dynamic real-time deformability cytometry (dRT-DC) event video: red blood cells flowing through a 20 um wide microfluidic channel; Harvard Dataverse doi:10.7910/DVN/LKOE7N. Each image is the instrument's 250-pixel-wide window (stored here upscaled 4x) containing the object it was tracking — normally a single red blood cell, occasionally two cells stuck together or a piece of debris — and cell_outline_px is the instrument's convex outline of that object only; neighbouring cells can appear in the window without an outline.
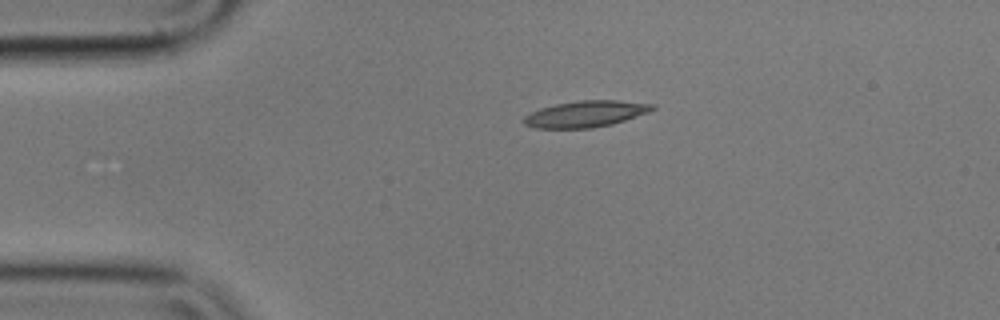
{"species": "common noctule bat (a hibernating species)", "species_latin": "Nyctalus noctula", "temperature_condition": "cold", "stored_images_in_passage": 46, "camera_frame_rate_fps": 3000, "um_per_image_px": 0.085, "animal": {"sex": "male", "body_mass_g": 17.9}, "frame": {"image": 1, "passage_image": 1, "time_ms": 0.0, "image_size_px": [1000, 320], "cell_outline_px": [[656, 108], [648, 112], [612, 124], [592, 128], [536, 128], [524, 124], [524, 116], [540, 108], [556, 104], [580, 100], [620, 100], [656, 104]], "centroid_in_image_um": [49.81, 9.67], "position_along_channel_um": 35.2, "area_um2": 19.65}}
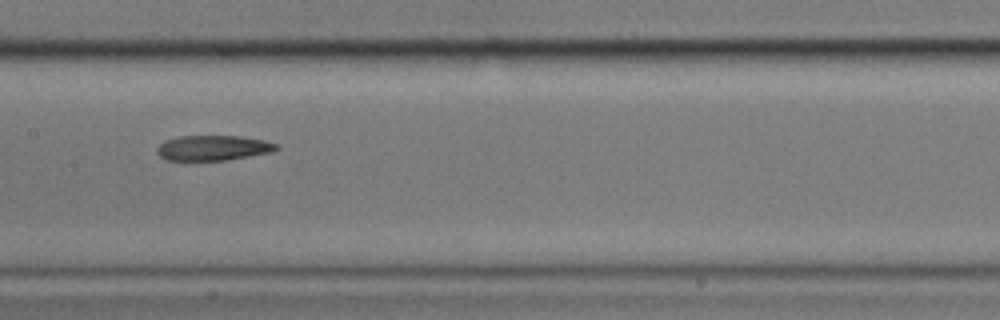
{"frame": {"image": 2, "passage_image": 17, "time_ms": 5.333, "image_size_px": [1000, 320], "cell_outline_px": [[280, 148], [272, 152], [228, 160], [168, 160], [160, 156], [156, 152], [156, 148], [164, 140], [180, 136], [240, 136], [264, 140], [276, 144]], "centroid_in_image_um": [18.11, 12.57], "position_along_channel_um": 189.3, "area_um2": 17.51}}
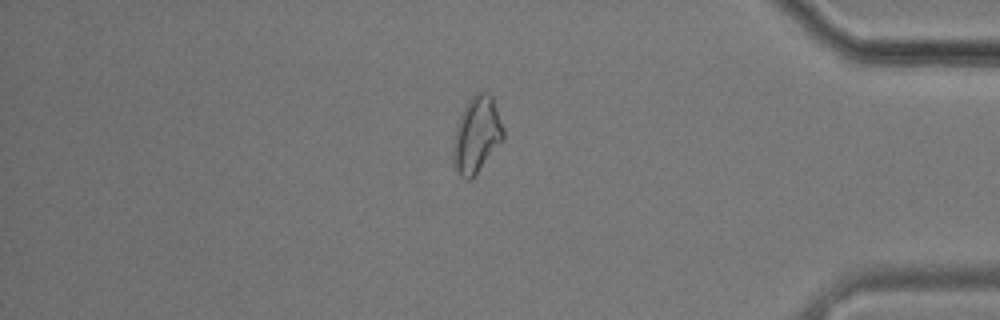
{"frame": {"image": 3, "passage_image": 37, "time_ms": 12.0, "image_size_px": [1000, 320], "cell_outline_px": [[504, 140], [472, 180], [464, 180], [460, 176], [452, 164], [452, 148], [456, 128], [460, 116], [468, 100], [476, 92], [488, 92], [492, 96], [504, 128]], "centroid_in_image_um": [40.52, 11.51], "position_along_channel_um": 394.7, "area_um2": 22.66}}